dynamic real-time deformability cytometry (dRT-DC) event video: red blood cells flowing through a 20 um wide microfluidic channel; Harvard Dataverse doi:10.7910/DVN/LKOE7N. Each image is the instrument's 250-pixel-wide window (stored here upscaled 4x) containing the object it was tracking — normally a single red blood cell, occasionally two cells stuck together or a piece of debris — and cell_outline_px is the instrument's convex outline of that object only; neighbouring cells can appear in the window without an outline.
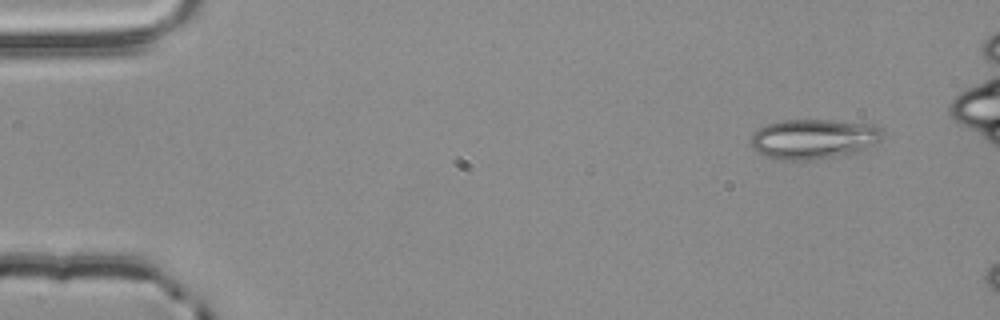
{"species": "common noctule bat (a hibernating species)", "species_latin": "Nyctalus noctula", "temperature_condition": "room temperature", "stored_images_in_passage": 3, "camera_frame_rate_fps": 3000, "um_per_image_px": 0.085, "animal": {"sex": "male", "body_mass_g": 20.4}, "frame": {"image": 1, "passage_image": 1, "time_ms": 0.0, "image_size_px": [1000, 320], "cell_outline_px": [[884, 136], [880, 140], [856, 152], [812, 160], [776, 160], [764, 156], [756, 152], [752, 148], [752, 132], [768, 124], [784, 120], [832, 120], [872, 124], [880, 128], [884, 132]], "centroid_in_image_um": [69.13, 11.81], "position_along_channel_um": 15.9, "area_um2": 30.63}}